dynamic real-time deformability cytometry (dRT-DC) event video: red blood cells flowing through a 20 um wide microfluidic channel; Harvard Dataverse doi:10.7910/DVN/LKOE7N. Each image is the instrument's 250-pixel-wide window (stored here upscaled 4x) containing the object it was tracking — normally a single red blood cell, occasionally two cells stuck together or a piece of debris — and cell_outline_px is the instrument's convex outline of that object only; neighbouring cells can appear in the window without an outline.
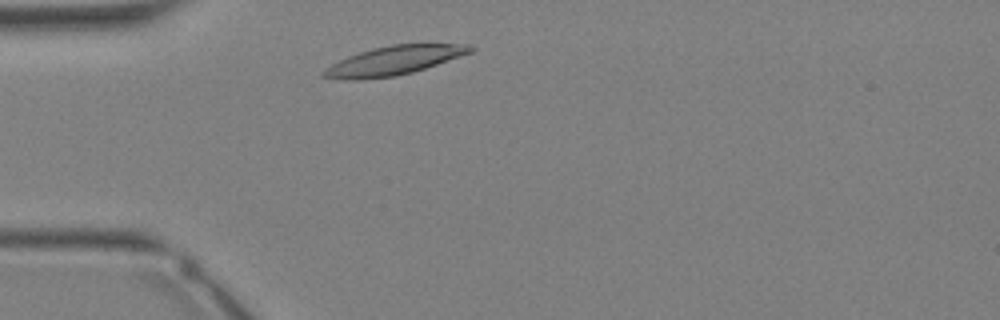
{"species": "Egyptian fruit bat (a non-hibernating species)", "species_latin": "Rousettus aegyptiacus", "temperature_condition": "warm", "stored_images_in_passage": 27, "camera_frame_rate_fps": 3000, "um_per_image_px": 0.085, "animal": {"sex": "female"}, "frame": {"image": 1, "passage_image": 2, "time_ms": 0.333, "image_size_px": [1000, 320], "cell_outline_px": [[476, 48], [472, 52], [412, 72], [396, 76], [364, 80], [344, 80], [320, 76], [320, 72], [332, 64], [348, 56], [372, 48], [392, 44], [472, 44]], "centroid_in_image_um": [33.45, 5.15], "position_along_channel_um": 51.6, "area_um2": 24.74}}
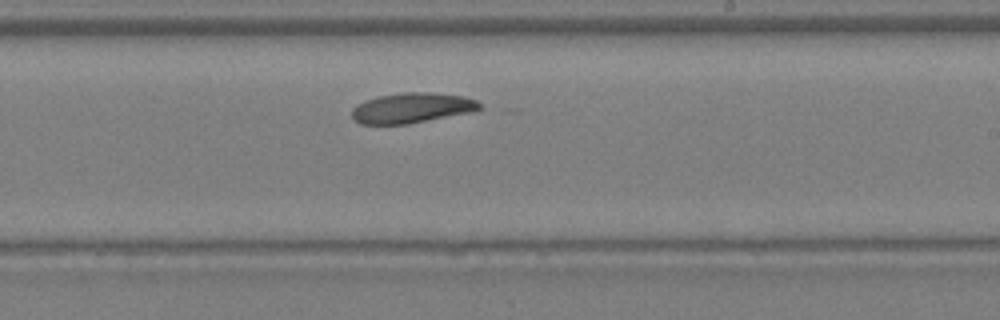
{"frame": {"image": 2, "passage_image": 13, "time_ms": 4.0, "image_size_px": [1000, 320], "cell_outline_px": [[484, 108], [472, 112], [408, 124], [360, 124], [352, 116], [352, 108], [356, 104], [364, 100], [380, 96], [404, 92], [428, 92], [464, 96], [476, 100]], "centroid_in_image_um": [35.02, 9.17], "position_along_channel_um": 254.0, "area_um2": 22.54}}
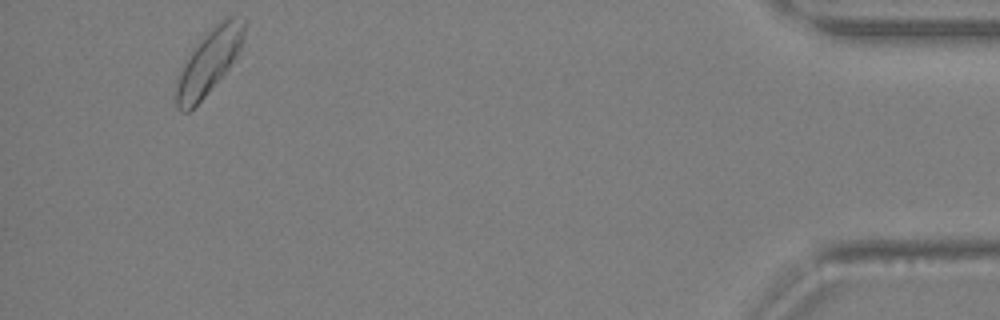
{"frame": {"image": 3, "passage_image": 25, "time_ms": 8.0, "image_size_px": [1000, 320], "cell_outline_px": [[248, 20], [244, 40], [240, 52], [236, 60], [208, 92], [188, 112], [180, 112], [176, 108], [172, 96], [176, 76], [188, 52], [220, 20], [228, 16], [232, 16]], "centroid_in_image_um": [17.72, 5.26], "position_along_channel_um": 417.5, "area_um2": 26.59}}